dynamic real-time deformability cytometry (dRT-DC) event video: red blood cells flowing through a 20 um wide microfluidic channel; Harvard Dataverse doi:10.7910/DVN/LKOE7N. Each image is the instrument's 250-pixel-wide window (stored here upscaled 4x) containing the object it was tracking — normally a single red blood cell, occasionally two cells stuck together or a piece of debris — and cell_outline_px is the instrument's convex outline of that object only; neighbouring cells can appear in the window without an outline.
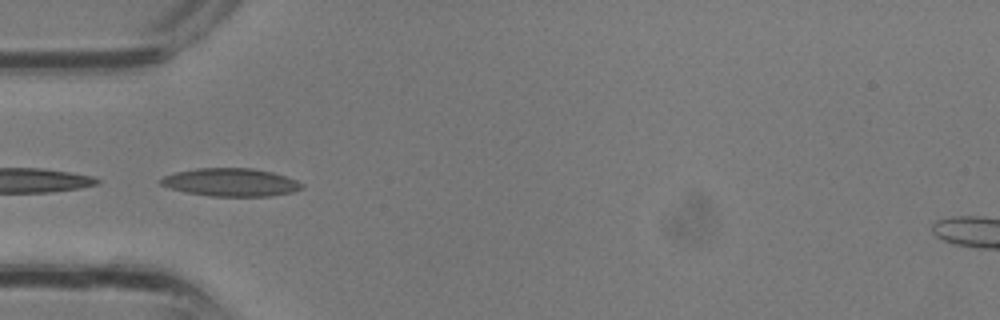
{"species": "common noctule bat (a hibernating species)", "species_latin": "Nyctalus noctula", "temperature_condition": "room temperature", "stored_images_in_passage": 30, "camera_frame_rate_fps": 3000, "um_per_image_px": 0.085, "animal": {"sex": "male", "body_mass_g": 13.3}, "frame": {"image": 1, "passage_image": 11, "time_ms": 3.333, "image_size_px": [1000, 320], "cell_outline_px": [[304, 188], [292, 192], [272, 196], [208, 196], [184, 192], [160, 184], [156, 180], [164, 176], [176, 172], [196, 168], [252, 168], [272, 172], [296, 180], [304, 184]], "centroid_in_image_um": [19.61, 15.5], "position_along_channel_um": 65.4, "area_um2": 23.12}}
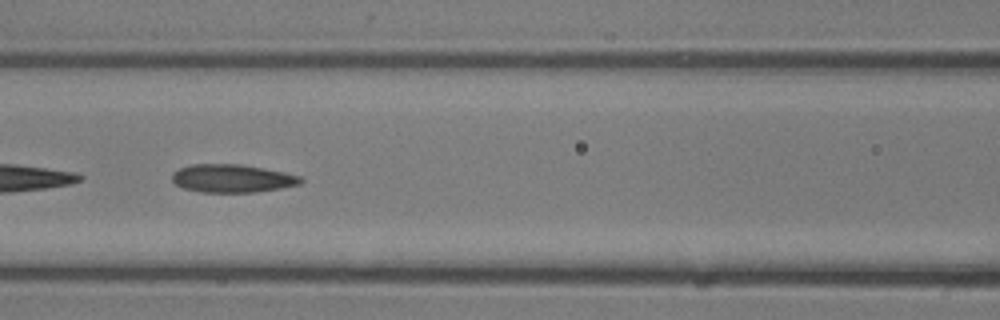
{"frame": {"image": 2, "passage_image": 15, "time_ms": 4.667, "image_size_px": [1000, 320], "cell_outline_px": [[304, 180], [300, 184], [280, 188], [252, 192], [200, 192], [184, 188], [176, 184], [172, 180], [172, 172], [180, 168], [192, 164], [240, 164], [284, 172], [300, 176]], "centroid_in_image_um": [19.72, 15.16], "position_along_channel_um": 146.9, "area_um2": 20.92}}
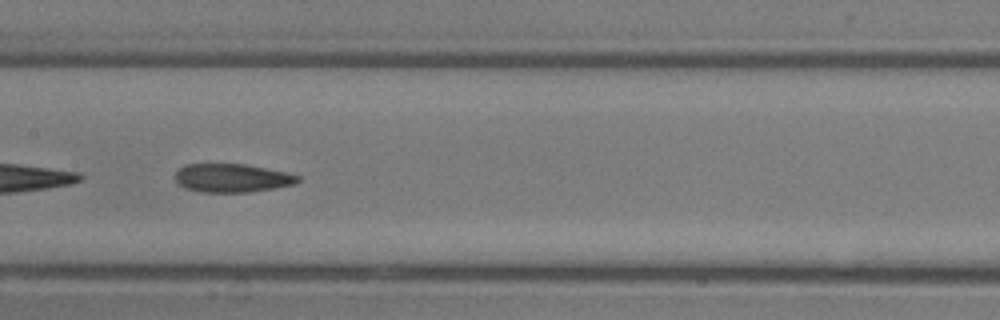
{"frame": {"image": 3, "passage_image": 17, "time_ms": 5.333, "image_size_px": [1000, 320], "cell_outline_px": [[300, 180], [292, 184], [276, 188], [252, 192], [200, 192], [184, 188], [176, 180], [176, 172], [184, 164], [244, 164], [284, 172], [300, 176]], "centroid_in_image_um": [19.7, 15.14], "position_along_channel_um": 187.7, "area_um2": 20.23}}